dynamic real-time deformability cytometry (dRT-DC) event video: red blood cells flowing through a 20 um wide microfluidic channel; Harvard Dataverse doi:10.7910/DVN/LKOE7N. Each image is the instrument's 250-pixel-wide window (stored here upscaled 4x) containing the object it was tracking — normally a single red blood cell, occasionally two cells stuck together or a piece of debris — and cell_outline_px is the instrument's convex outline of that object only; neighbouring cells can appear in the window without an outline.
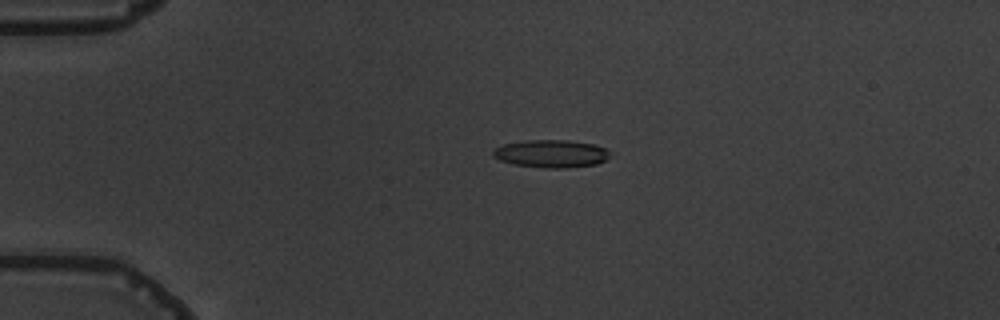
{"species": "common noctule bat (a hibernating species)", "species_latin": "Nyctalus noctula", "temperature_condition": "warm", "stored_images_in_passage": 3, "camera_frame_rate_fps": 3000, "um_per_image_px": 0.085, "animal": {"sex": "male", "body_mass_g": 19.5, "forearm_length_mm": 54.6}, "frame": {"image": 1, "passage_image": 2, "time_ms": 1.333, "image_size_px": [1000, 320], "cell_outline_px": [[612, 152], [604, 160], [596, 164], [568, 168], [544, 168], [512, 164], [500, 160], [492, 156], [492, 152], [496, 148], [504, 144], [524, 140], [568, 140], [592, 144], [604, 148]], "centroid_in_image_um": [46.83, 13.06], "position_along_channel_um": 38.2, "area_um2": 18.9}}